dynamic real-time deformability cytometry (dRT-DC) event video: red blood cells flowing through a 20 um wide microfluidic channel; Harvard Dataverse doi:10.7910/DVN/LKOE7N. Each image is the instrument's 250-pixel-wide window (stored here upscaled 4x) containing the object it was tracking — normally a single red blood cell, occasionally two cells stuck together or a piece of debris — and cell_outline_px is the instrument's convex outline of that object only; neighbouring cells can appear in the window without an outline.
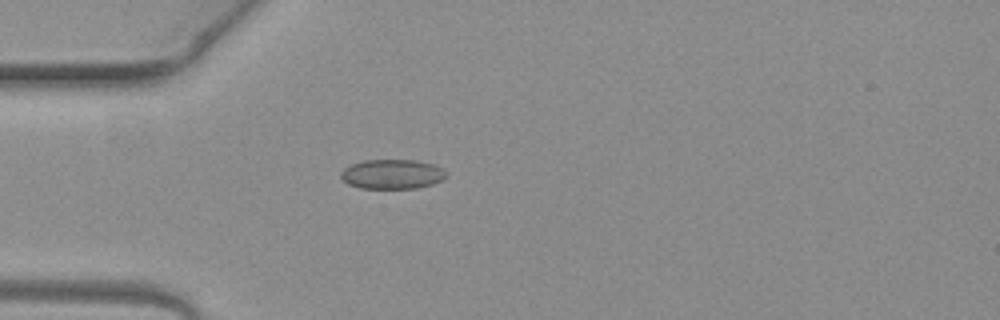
{"species": "common noctule bat (a hibernating species)", "species_latin": "Nyctalus noctula", "temperature_condition": "warm", "stored_images_in_passage": 3, "camera_frame_rate_fps": 3000, "um_per_image_px": 0.085, "animal": {"sex": "female", "body_mass_g": 19.3, "forearm_length_mm": 54.1}, "frame": {"image": 1, "passage_image": 3, "time_ms": 0.667, "image_size_px": [1000, 320], "cell_outline_px": [[448, 176], [444, 180], [432, 184], [416, 188], [360, 188], [348, 184], [340, 176], [340, 172], [344, 168], [352, 164], [364, 160], [416, 160], [436, 164], [444, 168], [448, 172]], "centroid_in_image_um": [33.4, 14.79], "position_along_channel_um": 51.6, "area_um2": 18.44}}